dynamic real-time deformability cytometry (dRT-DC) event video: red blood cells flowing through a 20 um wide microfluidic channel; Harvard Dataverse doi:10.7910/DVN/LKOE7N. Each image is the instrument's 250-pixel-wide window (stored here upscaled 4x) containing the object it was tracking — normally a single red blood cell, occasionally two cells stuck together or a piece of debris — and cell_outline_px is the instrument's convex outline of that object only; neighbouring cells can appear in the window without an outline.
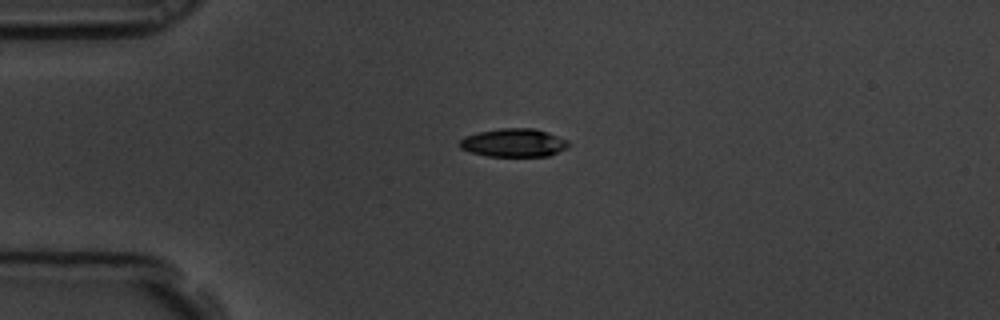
{"species": "common noctule bat (a hibernating species)", "species_latin": "Nyctalus noctula", "temperature_condition": "room temperature", "stored_images_in_passage": 2, "camera_frame_rate_fps": 3000, "um_per_image_px": 0.085, "animal": {"sex": "male", "body_mass_g": 19.5, "forearm_length_mm": 54.6}, "frame": {"image": 1, "passage_image": 1, "time_ms": 0.0, "image_size_px": [1000, 320], "cell_outline_px": [[568, 148], [548, 156], [488, 156], [472, 152], [460, 148], [460, 140], [464, 136], [480, 132], [500, 128], [532, 128], [548, 132], [568, 140]], "centroid_in_image_um": [43.69, 12.13], "position_along_channel_um": 41.3, "area_um2": 17.86}}